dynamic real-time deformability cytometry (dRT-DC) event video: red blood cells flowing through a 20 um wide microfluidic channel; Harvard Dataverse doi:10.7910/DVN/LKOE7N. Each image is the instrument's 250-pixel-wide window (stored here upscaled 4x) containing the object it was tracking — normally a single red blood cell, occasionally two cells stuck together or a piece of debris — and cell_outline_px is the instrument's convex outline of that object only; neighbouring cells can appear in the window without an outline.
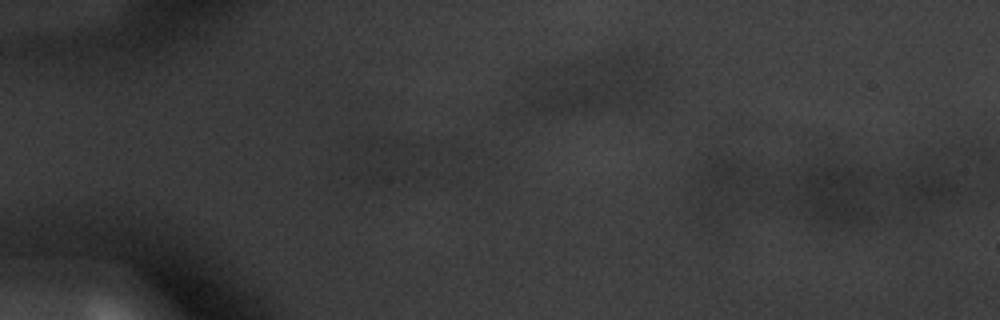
{"species": "common noctule bat (a hibernating species)", "species_latin": "Nyctalus noctula", "temperature_condition": "warm", "stored_images_in_passage": 3, "camera_frame_rate_fps": 3000, "um_per_image_px": 0.085, "animal": {"sex": "male", "body_mass_g": 20.1, "forearm_length_mm": 53.5}, "frame": {"image": 1, "passage_image": 1, "time_ms": 0.0, "image_size_px": [1000, 320], "cell_outline_px": [[768, 196], [712, 196], [692, 176], [708, 156], [724, 156], [736, 160], [760, 172], [768, 180]], "centroid_in_image_um": [62.09, 15.15], "position_along_channel_um": 22.9, "area_um2": 16.3}}